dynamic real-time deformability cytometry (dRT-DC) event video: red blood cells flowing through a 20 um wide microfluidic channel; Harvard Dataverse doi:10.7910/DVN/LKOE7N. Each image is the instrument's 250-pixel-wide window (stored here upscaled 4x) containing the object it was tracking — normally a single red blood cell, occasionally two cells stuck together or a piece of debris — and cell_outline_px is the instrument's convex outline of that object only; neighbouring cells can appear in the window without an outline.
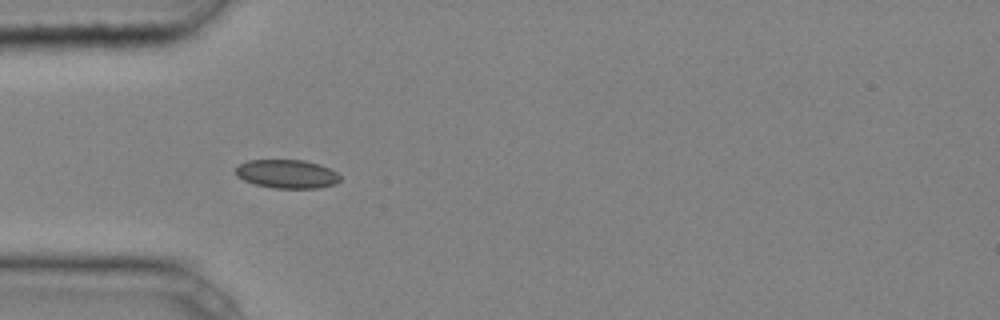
{"species": "common noctule bat (a hibernating species)", "species_latin": "Nyctalus noctula", "temperature_condition": "cold", "stored_images_in_passage": 32, "camera_frame_rate_fps": 3000, "um_per_image_px": 0.085, "animal": {"sex": "male", "body_mass_g": 20.4}, "frame": {"image": 1, "passage_image": 1, "time_ms": 0.0, "image_size_px": [1000, 320], "cell_outline_px": [[340, 180], [336, 184], [320, 188], [272, 188], [256, 184], [244, 180], [236, 176], [236, 168], [240, 164], [248, 160], [304, 160], [320, 164], [336, 172], [340, 176]], "centroid_in_image_um": [24.41, 14.79], "position_along_channel_um": 60.6, "area_um2": 17.46}}
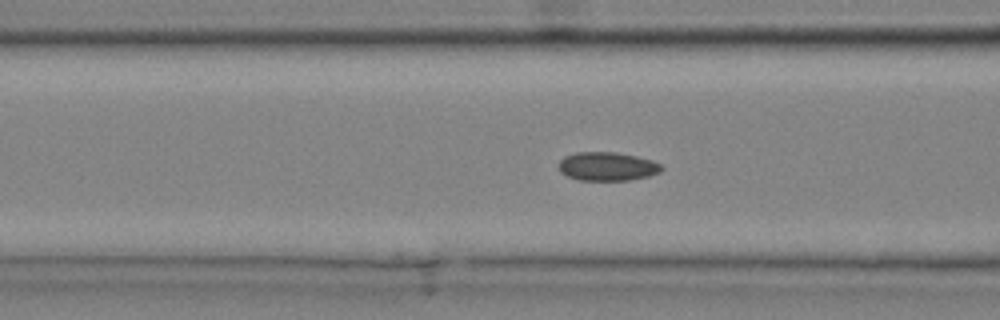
{"frame": {"image": 2, "passage_image": 5, "time_ms": 1.333, "image_size_px": [1000, 320], "cell_outline_px": [[664, 168], [660, 172], [648, 176], [628, 180], [580, 180], [568, 176], [560, 172], [560, 160], [564, 156], [576, 152], [616, 152], [636, 156], [652, 160], [660, 164]], "centroid_in_image_um": [51.63, 14.14], "position_along_channel_um": 115.0, "area_um2": 17.11}, "authors_computed_cell_mechanics": {"area_um2": 16.9065, "velocity_mm_per_s": 4.2425, "shape_relaxation_time_tau1_ms": null, "shape_relaxation_time_tau2_ms": 4.7324, "deformation_change_tau1": null, "deformation_change_tau2": 0.0594}}